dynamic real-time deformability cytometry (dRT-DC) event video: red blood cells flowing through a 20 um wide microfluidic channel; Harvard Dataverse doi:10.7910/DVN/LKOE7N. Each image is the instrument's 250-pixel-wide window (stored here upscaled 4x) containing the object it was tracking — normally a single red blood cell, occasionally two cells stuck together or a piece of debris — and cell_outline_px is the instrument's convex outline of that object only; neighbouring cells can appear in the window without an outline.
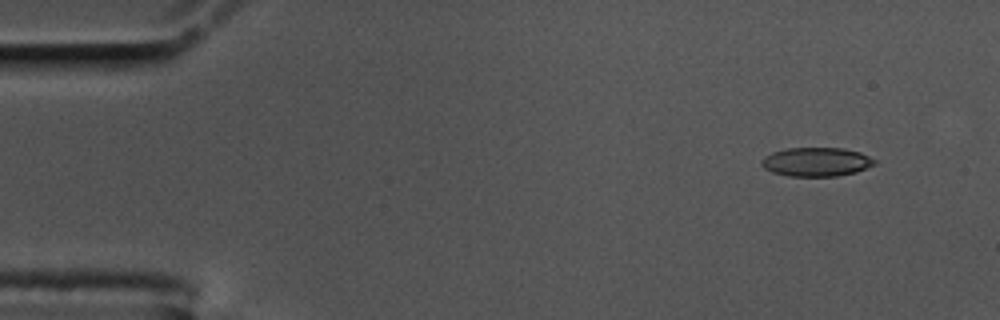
{"species": "common noctule bat (a hibernating species)", "species_latin": "Nyctalus noctula", "temperature_condition": "cold", "stored_images_in_passage": 56, "camera_frame_rate_fps": 3000, "um_per_image_px": 0.085, "animal": {"sex": "male", "body_mass_g": 17.5, "forearm_length_mm": 52.3}, "frame": {"image": 1, "passage_image": 3, "time_ms": 0.667, "image_size_px": [1000, 320], "cell_outline_px": [[876, 164], [856, 172], [836, 176], [788, 176], [772, 172], [764, 168], [760, 164], [760, 160], [764, 156], [772, 152], [788, 148], [844, 148], [860, 152], [876, 160]], "centroid_in_image_um": [69.37, 13.76], "position_along_channel_um": 15.6, "area_um2": 19.13}}
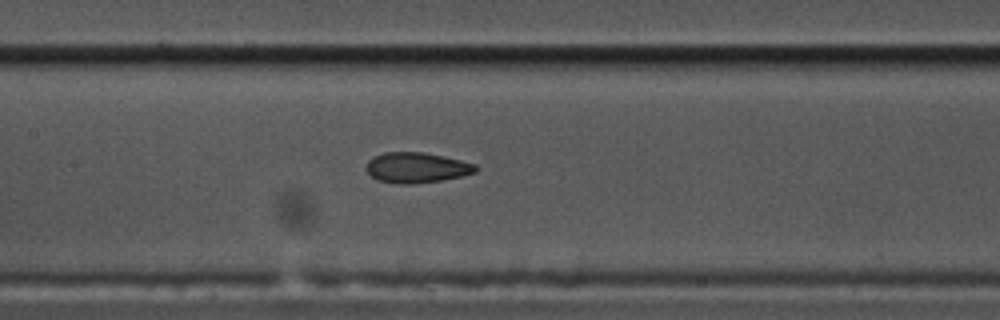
{"frame": {"image": 2, "passage_image": 25, "time_ms": 8.0, "image_size_px": [1000, 320], "cell_outline_px": [[480, 168], [476, 172], [460, 176], [440, 180], [412, 184], [400, 184], [376, 180], [364, 168], [368, 160], [384, 152], [424, 152], [444, 156], [476, 164]], "centroid_in_image_um": [35.4, 14.24], "position_along_channel_um": 172.0, "area_um2": 19.42}}
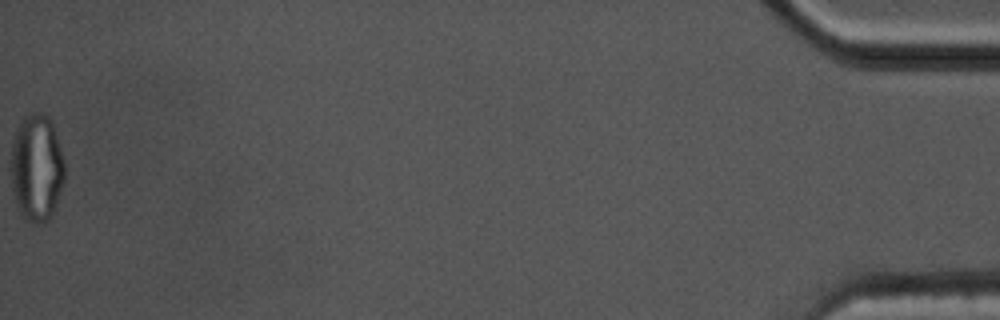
{"frame": {"image": 3, "passage_image": 56, "time_ms": 18.333, "image_size_px": [1000, 320], "cell_outline_px": [[64, 180], [56, 208], [52, 216], [48, 220], [40, 224], [36, 224], [24, 220], [20, 216], [12, 188], [12, 140], [16, 128], [20, 120], [24, 116], [32, 112], [44, 112], [52, 120], [64, 160]], "centroid_in_image_um": [3.12, 14.26], "position_along_channel_um": 432.1, "area_um2": 34.16}, "authors_computed_cell_mechanics": {"area_um2": 19.7676, "velocity_mm_per_s": 3.4897, "shape_relaxation_time_tau1_ms": null, "shape_relaxation_time_tau2_ms": 1.9308, "deformation_change_tau1": null, "deformation_change_tau2": 0.0723}}